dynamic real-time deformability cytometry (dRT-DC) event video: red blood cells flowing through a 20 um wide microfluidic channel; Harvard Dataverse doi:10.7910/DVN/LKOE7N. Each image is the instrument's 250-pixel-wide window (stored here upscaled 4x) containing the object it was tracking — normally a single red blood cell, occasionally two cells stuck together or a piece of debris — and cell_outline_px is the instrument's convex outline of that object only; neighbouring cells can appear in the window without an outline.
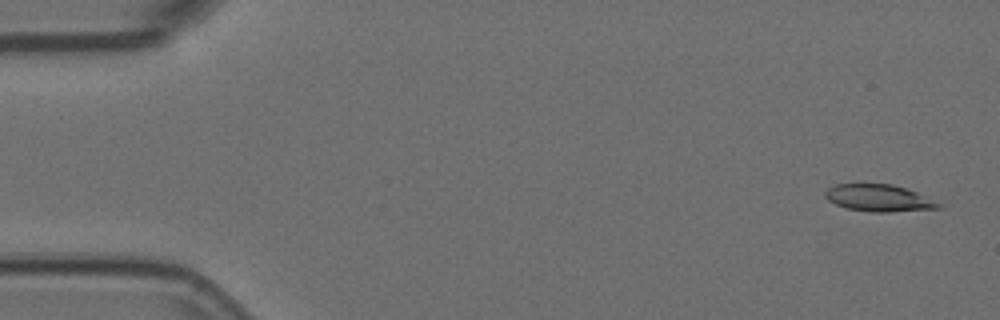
{"species": "Egyptian fruit bat (a non-hibernating species)", "species_latin": "Rousettus aegyptiacus", "temperature_condition": "room temperature", "stored_images_in_passage": 55, "camera_frame_rate_fps": 3000, "um_per_image_px": 0.085, "animal": {"sex": "female"}, "frame": {"image": 1, "passage_image": 2, "time_ms": 0.333, "image_size_px": [1000, 320], "cell_outline_px": [[940, 208], [888, 212], [872, 212], [848, 208], [836, 204], [828, 200], [824, 196], [824, 192], [828, 188], [836, 184], [892, 184], [916, 192], [940, 204]], "centroid_in_image_um": [74.64, 16.83], "position_along_channel_um": 10.4, "area_um2": 17.46}}
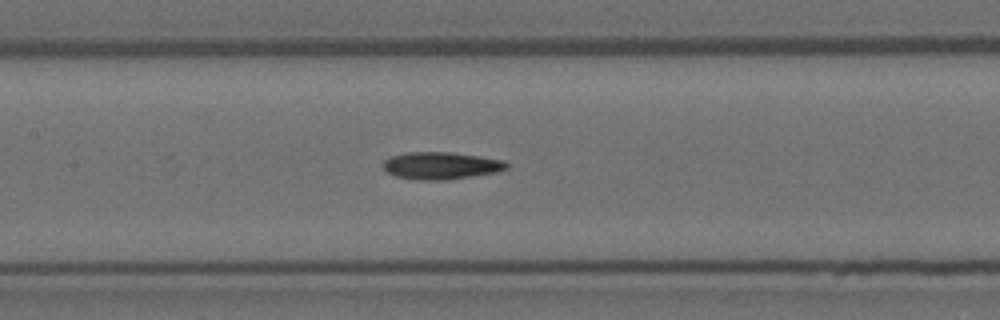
{"frame": {"image": 2, "passage_image": 25, "time_ms": 8.0, "image_size_px": [1000, 320], "cell_outline_px": [[512, 164], [508, 168], [496, 172], [472, 176], [444, 180], [416, 180], [396, 176], [388, 172], [384, 168], [384, 160], [388, 156], [408, 152], [448, 152], [480, 156], [504, 160]], "centroid_in_image_um": [37.51, 14.07], "position_along_channel_um": 169.9, "area_um2": 19.71}}
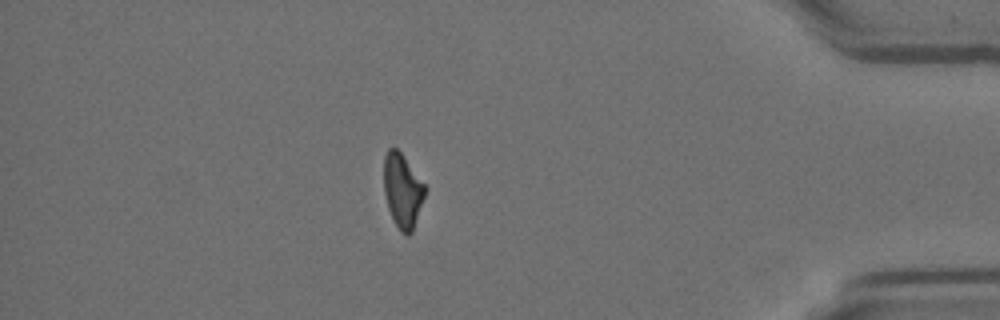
{"frame": {"image": 3, "passage_image": 47, "time_ms": 15.333, "image_size_px": [1000, 320], "cell_outline_px": [[428, 188], [412, 232], [408, 236], [400, 232], [388, 208], [384, 192], [384, 156], [388, 148], [396, 148], [400, 152]], "centroid_in_image_um": [34.23, 16.21], "position_along_channel_um": 401.0, "area_um2": 17.74}, "authors_computed_cell_mechanics": {"area_um2": 18.8428, "velocity_mm_per_s": 3.727, "shape_relaxation_time_tau1_ms": null, "shape_relaxation_time_tau2_ms": 7.1368, "deformation_change_tau1": null, "deformation_change_tau2": 0.1577}}